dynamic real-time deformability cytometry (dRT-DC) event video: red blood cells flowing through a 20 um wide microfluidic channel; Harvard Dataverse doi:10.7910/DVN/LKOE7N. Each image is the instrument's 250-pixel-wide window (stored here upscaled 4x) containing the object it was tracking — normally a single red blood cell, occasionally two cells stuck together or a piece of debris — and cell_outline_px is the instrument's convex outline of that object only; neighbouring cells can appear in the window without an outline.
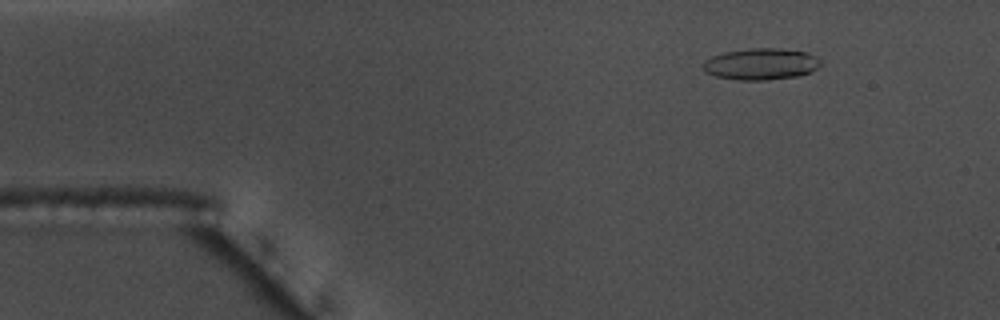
{"species": "common noctule bat (a hibernating species)", "species_latin": "Nyctalus noctula", "temperature_condition": "warm", "stored_images_in_passage": 49, "camera_frame_rate_fps": 3000, "um_per_image_px": 0.085, "animal": {"sex": "male", "body_mass_g": 17.5, "forearm_length_mm": 52.3}, "frame": {"image": 1, "passage_image": 1, "time_ms": 0.0, "image_size_px": [1000, 320], "cell_outline_px": [[820, 64], [816, 68], [808, 72], [796, 76], [768, 80], [736, 80], [716, 76], [704, 72], [704, 60], [712, 56], [724, 52], [748, 48], [780, 48], [804, 52], [816, 56], [820, 60]], "centroid_in_image_um": [64.64, 5.44], "position_along_channel_um": 20.4, "area_um2": 21.5}, "authors_computed_cell_mechanics": {"area_um2": 21.8484, "velocity_mm_per_s": 3.7125, "shape_relaxation_time_tau1_ms": 6.0645, "shape_relaxation_time_tau2_ms": 1.8693, "deformation_change_tau1": 0.1896, "deformation_change_tau2": 0.1003}}